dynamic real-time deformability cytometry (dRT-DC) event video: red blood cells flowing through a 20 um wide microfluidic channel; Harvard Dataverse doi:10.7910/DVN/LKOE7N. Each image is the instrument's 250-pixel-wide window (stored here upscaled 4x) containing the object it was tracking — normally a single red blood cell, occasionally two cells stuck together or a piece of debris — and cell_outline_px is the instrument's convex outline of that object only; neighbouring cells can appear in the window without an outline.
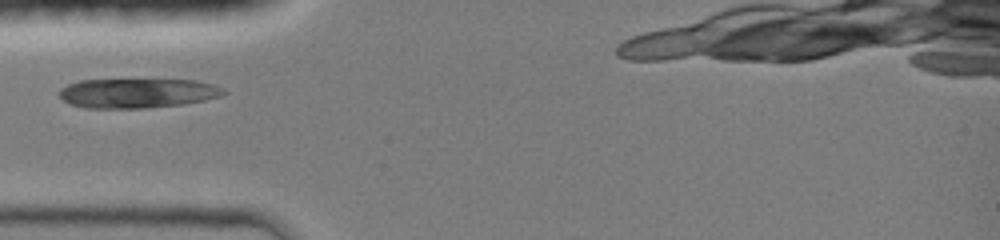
{"species": "common noctule bat (a hibernating species)", "species_latin": "Nyctalus noctula", "temperature_condition": "room temperature", "stored_images_in_passage": 19, "camera_frame_rate_fps": 3000, "um_per_image_px": 0.085, "animal": {"sex": "female", "body_mass_g": 19.0, "forearm_length_mm": 51.5}, "frame": {"image": 1, "passage_image": 1, "time_ms": 0.0, "image_size_px": [1000, 240], "cell_outline_px": [[228, 92], [220, 96], [204, 100], [184, 104], [148, 108], [84, 108], [72, 104], [64, 100], [60, 96], [60, 88], [68, 84], [80, 80], [196, 80], [216, 84], [224, 88]], "centroid_in_image_um": [11.73, 7.92], "position_along_channel_um": 73.3, "area_um2": 28.38}}
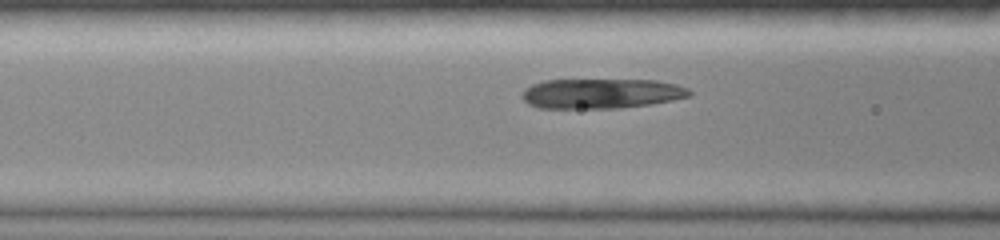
{"frame": {"image": 2, "passage_image": 7, "time_ms": 1.0, "image_size_px": [1000, 240], "cell_outline_px": [[692, 96], [672, 100], [648, 104], [620, 108], [536, 108], [528, 104], [520, 96], [524, 88], [532, 84], [544, 80], [656, 80], [676, 84], [688, 88], [692, 92]], "centroid_in_image_um": [51.08, 7.95], "position_along_channel_um": 115.5, "area_um2": 29.36}}
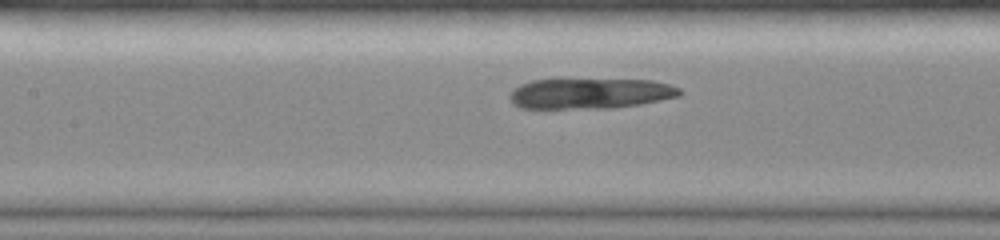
{"frame": {"image": 3, "passage_image": 13, "time_ms": 2.0, "image_size_px": [1000, 240], "cell_outline_px": [[684, 92], [680, 96], [640, 104], [612, 108], [520, 108], [512, 104], [508, 96], [520, 84], [532, 80], [556, 76], [564, 76], [652, 80], [668, 84], [680, 88]], "centroid_in_image_um": [50.13, 7.88], "position_along_channel_um": 157.3, "area_um2": 31.91}}